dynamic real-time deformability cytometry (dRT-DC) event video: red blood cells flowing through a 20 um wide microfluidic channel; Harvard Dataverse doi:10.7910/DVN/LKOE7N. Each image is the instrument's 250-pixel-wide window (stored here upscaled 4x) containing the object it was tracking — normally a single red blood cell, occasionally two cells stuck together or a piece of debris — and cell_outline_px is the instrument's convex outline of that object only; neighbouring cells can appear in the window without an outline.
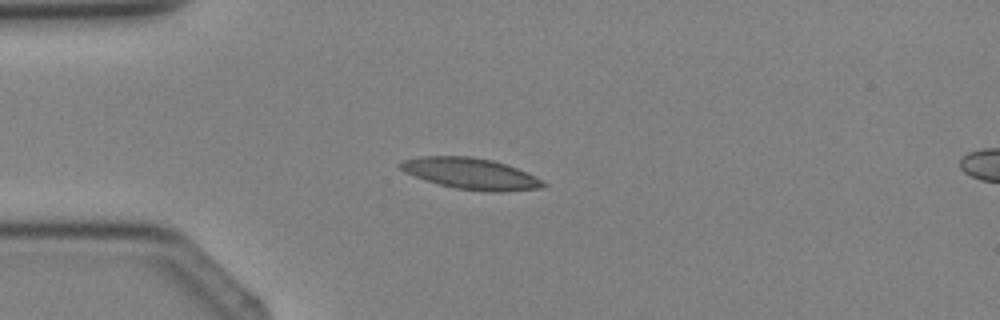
{"species": "Egyptian fruit bat (a non-hibernating species)", "species_latin": "Rousettus aegyptiacus", "temperature_condition": "cold", "stored_images_in_passage": 4, "camera_frame_rate_fps": 3000, "um_per_image_px": 0.085, "animal": {"sex": "female"}, "frame": {"image": 1, "passage_image": 3, "time_ms": 2.333, "image_size_px": [1000, 320], "cell_outline_px": [[548, 184], [544, 188], [504, 192], [492, 192], [456, 188], [424, 180], [404, 172], [396, 164], [404, 160], [420, 156], [472, 156], [492, 160], [528, 172]], "centroid_in_image_um": [40.02, 14.76], "position_along_channel_um": 45.0, "area_um2": 26.07}}